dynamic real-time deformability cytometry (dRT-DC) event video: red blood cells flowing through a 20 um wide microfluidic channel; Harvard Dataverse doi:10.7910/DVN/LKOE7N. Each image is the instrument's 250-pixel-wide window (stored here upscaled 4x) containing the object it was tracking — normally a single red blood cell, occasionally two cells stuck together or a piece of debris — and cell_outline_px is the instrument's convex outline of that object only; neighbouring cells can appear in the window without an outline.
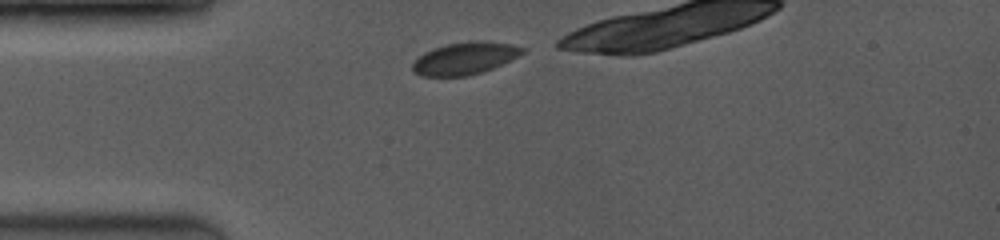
{"species": "common noctule bat (a hibernating species)", "species_latin": "Nyctalus noctula", "temperature_condition": "room temperature", "stored_images_in_passage": 41, "camera_frame_rate_fps": 3500, "um_per_image_px": 0.085, "animal": {"sex": "female", "body_mass_g": 19.0, "forearm_length_mm": 53.3}, "frame": {"image": 1, "passage_image": 1, "time_ms": 0.0, "image_size_px": [1000, 240], "cell_outline_px": [[528, 48], [524, 52], [484, 72], [468, 76], [420, 76], [412, 68], [412, 64], [424, 52], [432, 48], [448, 44], [476, 40], [508, 44]], "centroid_in_image_um": [39.49, 4.96], "position_along_channel_um": 45.5, "area_um2": 20.35}}
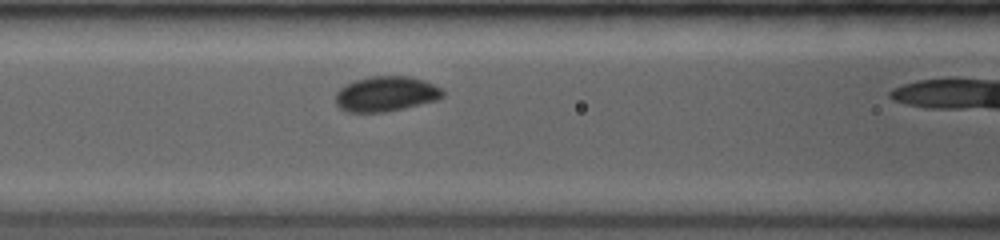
{"frame": {"image": 2, "passage_image": 15, "time_ms": 2.571, "image_size_px": [1000, 240], "cell_outline_px": [[444, 96], [440, 100], [404, 108], [384, 112], [348, 112], [340, 108], [336, 104], [336, 92], [340, 88], [356, 80], [372, 76], [412, 76], [424, 80], [440, 88], [444, 92]], "centroid_in_image_um": [32.84, 7.98], "position_along_channel_um": 133.8, "area_um2": 21.96}}
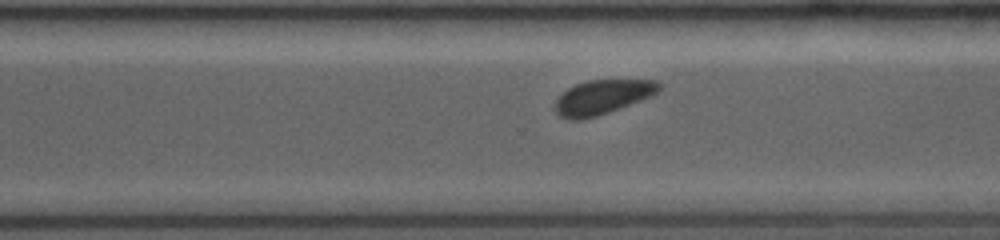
{"frame": {"image": 3, "passage_image": 35, "time_ms": 7.143, "image_size_px": [1000, 240], "cell_outline_px": [[664, 84], [652, 96], [620, 108], [584, 120], [568, 120], [560, 116], [552, 108], [556, 100], [568, 88], [576, 84], [588, 80], [656, 80]], "centroid_in_image_um": [51.19, 8.26], "position_along_channel_um": 319.4, "area_um2": 20.92}}